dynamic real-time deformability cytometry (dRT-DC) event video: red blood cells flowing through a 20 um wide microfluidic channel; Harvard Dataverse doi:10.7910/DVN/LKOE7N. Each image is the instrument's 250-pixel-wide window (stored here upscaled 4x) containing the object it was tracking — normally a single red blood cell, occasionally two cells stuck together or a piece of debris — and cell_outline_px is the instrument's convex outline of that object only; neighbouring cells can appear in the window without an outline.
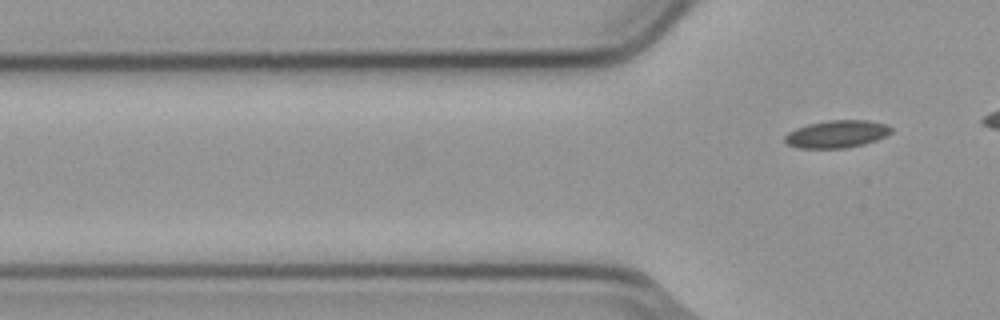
{"species": "common noctule bat (a hibernating species)", "species_latin": "Nyctalus noctula", "temperature_condition": "cold", "stored_images_in_passage": 6, "camera_frame_rate_fps": 3000, "um_per_image_px": 0.085, "animal": {"sex": "male", "body_mass_g": 23.1, "forearm_length_mm": 52.7}, "frame": {"image": 1, "passage_image": 6, "time_ms": 1.667, "image_size_px": [1000, 320], "cell_outline_px": [[892, 132], [876, 140], [864, 144], [844, 148], [796, 148], [788, 144], [784, 140], [784, 136], [788, 132], [796, 128], [808, 124], [828, 120], [868, 120], [888, 124], [892, 128]], "centroid_in_image_um": [71.13, 11.39], "position_along_channel_um": 54.7, "area_um2": 17.11}}